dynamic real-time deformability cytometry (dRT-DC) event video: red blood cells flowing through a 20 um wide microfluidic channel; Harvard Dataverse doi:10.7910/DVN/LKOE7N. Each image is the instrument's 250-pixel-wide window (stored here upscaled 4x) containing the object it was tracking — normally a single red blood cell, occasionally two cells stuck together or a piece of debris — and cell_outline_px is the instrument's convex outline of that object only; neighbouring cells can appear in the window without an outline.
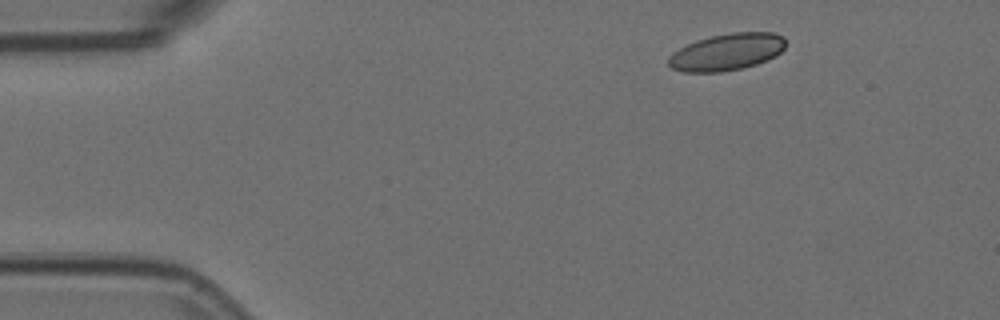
{"species": "Egyptian fruit bat (a non-hibernating species)", "species_latin": "Rousettus aegyptiacus", "temperature_condition": "room temperature", "stored_images_in_passage": 5, "camera_frame_rate_fps": 3000, "um_per_image_px": 0.085, "animal": {"sex": "female"}, "frame": {"image": 1, "passage_image": 1, "time_ms": 0.0, "image_size_px": [1000, 320], "cell_outline_px": [[784, 48], [776, 56], [768, 60], [756, 64], [740, 68], [720, 72], [684, 72], [672, 68], [668, 64], [668, 56], [672, 52], [696, 40], [712, 36], [732, 32], [772, 32], [784, 36]], "centroid_in_image_um": [61.77, 4.41], "position_along_channel_um": 23.2, "area_um2": 25.14}}
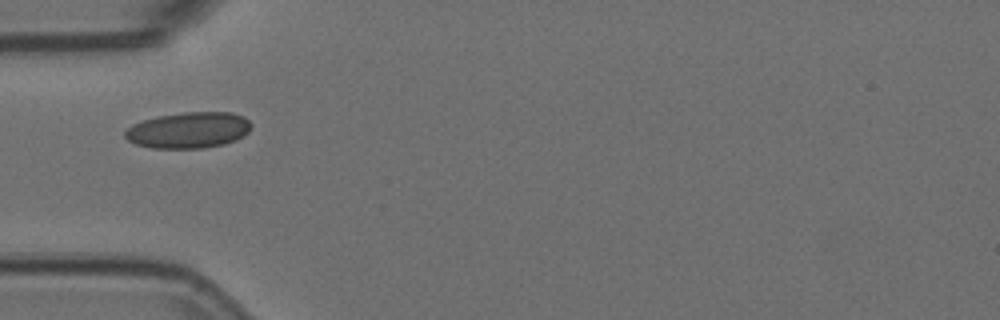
{"frame": {"image": 2, "passage_image": 4, "time_ms": 1.0, "image_size_px": [1000, 320], "cell_outline_px": [[252, 124], [248, 132], [244, 136], [236, 140], [224, 144], [204, 148], [152, 148], [136, 144], [128, 140], [124, 136], [124, 132], [132, 124], [144, 120], [160, 116], [184, 112], [232, 112], [244, 116]], "centroid_in_image_um": [16.05, 11.06], "position_along_channel_um": 68.9, "area_um2": 26.59}}